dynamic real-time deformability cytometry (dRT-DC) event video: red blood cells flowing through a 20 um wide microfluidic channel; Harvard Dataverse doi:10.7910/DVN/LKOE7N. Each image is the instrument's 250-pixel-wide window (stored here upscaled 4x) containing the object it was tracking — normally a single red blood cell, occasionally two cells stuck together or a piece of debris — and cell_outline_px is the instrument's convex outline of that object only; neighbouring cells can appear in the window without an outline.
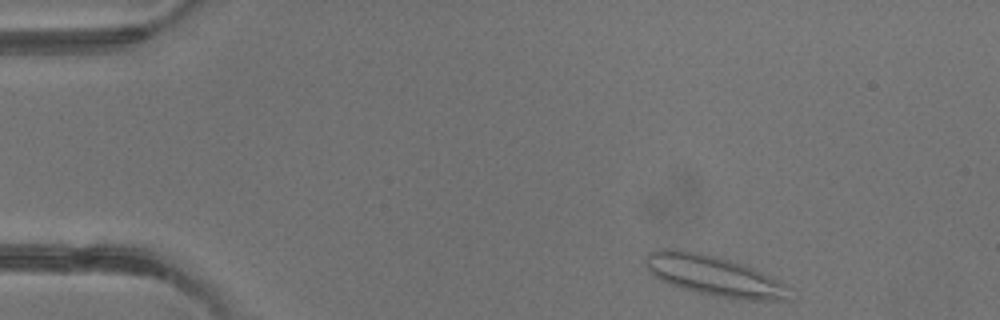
{"species": "common noctule bat (a hibernating species)", "species_latin": "Nyctalus noctula", "temperature_condition": "warm", "stored_images_in_passage": 2, "camera_frame_rate_fps": 3000, "um_per_image_px": 0.085, "animal": {"sex": "male", "body_mass_g": 13.3}, "frame": {"image": 1, "passage_image": 1, "time_ms": 0.0, "image_size_px": [1000, 320], "cell_outline_px": [[792, 300], [748, 300], [720, 296], [700, 292], [684, 288], [672, 284], [648, 272], [644, 264], [644, 260], [648, 252], [660, 248], [676, 248], [700, 252], [716, 256], [744, 264], [756, 268], [784, 284], [788, 288]], "centroid_in_image_um": [60.68, 23.4], "position_along_channel_um": 24.3, "area_um2": 33.7}}